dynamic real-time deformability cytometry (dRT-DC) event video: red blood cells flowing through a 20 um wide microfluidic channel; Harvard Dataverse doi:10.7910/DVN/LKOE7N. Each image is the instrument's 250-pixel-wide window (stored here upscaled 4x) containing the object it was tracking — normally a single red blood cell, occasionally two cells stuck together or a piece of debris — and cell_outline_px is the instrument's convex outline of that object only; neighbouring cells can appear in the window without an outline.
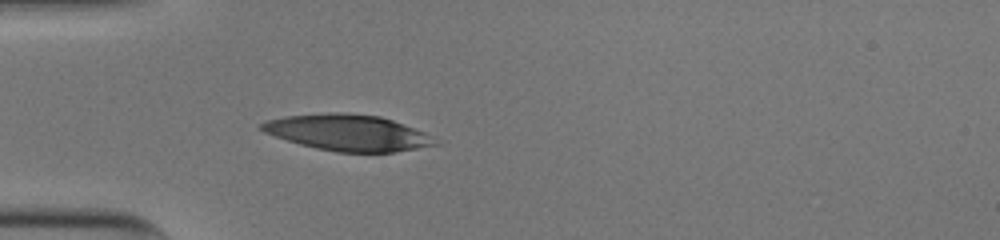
{"species": "human", "species_latin": "Homo sapiens", "temperature_condition": "cold", "stored_images_in_passage": 21, "camera_frame_rate_fps": 3000, "um_per_image_px": 0.085, "donor": {"sex": "male"}, "frame": {"image": 1, "passage_image": 1, "time_ms": 0.0, "image_size_px": [1000, 240], "cell_outline_px": [[440, 144], [396, 152], [336, 152], [316, 148], [300, 144], [264, 132], [260, 128], [260, 124], [268, 120], [284, 116], [328, 112], [340, 112], [380, 116], [392, 120], [424, 132], [432, 136]], "centroid_in_image_um": [29.58, 11.27], "position_along_channel_um": 55.4, "area_um2": 36.36}}
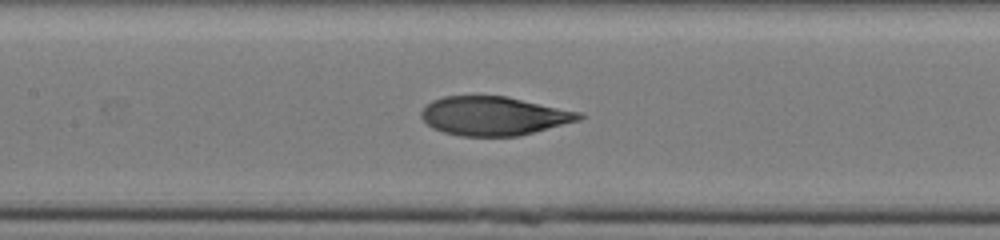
{"frame": {"image": 2, "passage_image": 10, "time_ms": 3.0, "image_size_px": [1000, 240], "cell_outline_px": [[588, 116], [580, 120], [516, 136], [460, 136], [444, 132], [432, 128], [420, 116], [420, 112], [432, 100], [444, 96], [504, 96], [580, 112]], "centroid_in_image_um": [41.96, 9.85], "position_along_channel_um": 165.4, "area_um2": 35.37}}
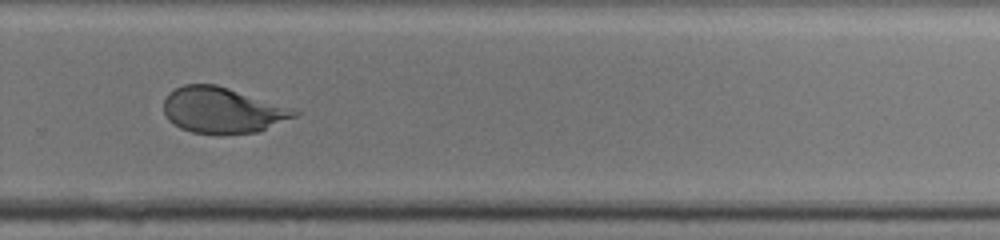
{"frame": {"image": 3, "passage_image": 21, "time_ms": 6.667, "image_size_px": [1000, 240], "cell_outline_px": [[304, 112], [296, 116], [256, 132], [220, 136], [192, 132], [180, 128], [168, 120], [164, 112], [164, 100], [168, 92], [184, 84], [216, 84], [292, 108]], "centroid_in_image_um": [18.88, 9.39], "position_along_channel_um": 310.9, "area_um2": 35.14}}